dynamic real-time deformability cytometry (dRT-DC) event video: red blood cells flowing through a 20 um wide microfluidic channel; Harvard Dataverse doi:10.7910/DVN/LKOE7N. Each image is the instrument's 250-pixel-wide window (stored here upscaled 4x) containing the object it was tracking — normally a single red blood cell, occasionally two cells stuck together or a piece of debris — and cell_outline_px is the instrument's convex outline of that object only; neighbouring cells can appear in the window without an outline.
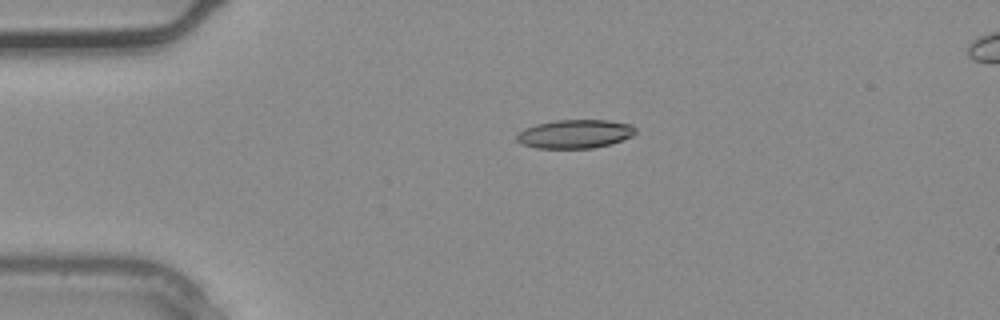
{"species": "common noctule bat (a hibernating species)", "species_latin": "Nyctalus noctula", "temperature_condition": "warm", "stored_images_in_passage": 3, "camera_frame_rate_fps": 3000, "um_per_image_px": 0.085, "animal": {"sex": "male", "body_mass_g": 20.4}, "frame": {"image": 1, "passage_image": 2, "time_ms": 0.333, "image_size_px": [1000, 320], "cell_outline_px": [[636, 132], [632, 136], [612, 144], [592, 148], [536, 148], [520, 144], [516, 140], [516, 136], [524, 128], [536, 124], [556, 120], [608, 120], [632, 124], [636, 128]], "centroid_in_image_um": [48.88, 11.38], "position_along_channel_um": 36.1, "area_um2": 20.0}}